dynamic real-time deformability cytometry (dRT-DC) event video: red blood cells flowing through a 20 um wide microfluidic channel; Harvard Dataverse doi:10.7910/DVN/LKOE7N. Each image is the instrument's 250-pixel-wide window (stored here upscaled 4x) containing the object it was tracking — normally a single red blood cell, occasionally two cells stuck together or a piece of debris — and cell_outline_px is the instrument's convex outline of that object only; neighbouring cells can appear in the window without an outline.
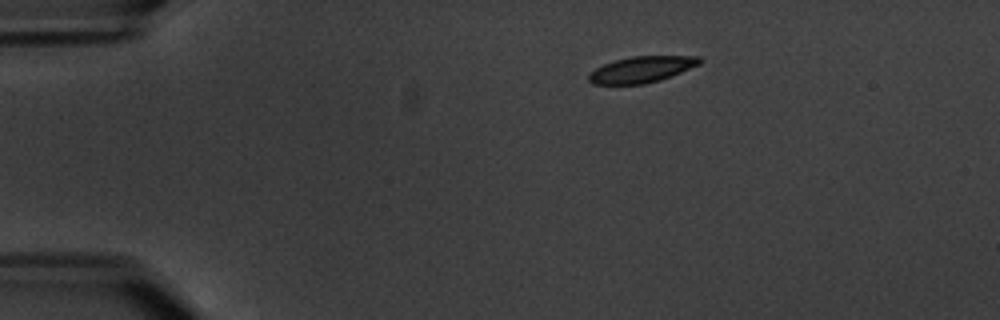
{"species": "common noctule bat (a hibernating species)", "species_latin": "Nyctalus noctula", "temperature_condition": "warm", "stored_images_in_passage": 3, "camera_frame_rate_fps": 3000, "um_per_image_px": 0.085, "animal": {"sex": "male", "body_mass_g": 20.1, "forearm_length_mm": 53.5}, "frame": {"image": 1, "passage_image": 1, "time_ms": 0.0, "image_size_px": [1000, 320], "cell_outline_px": [[704, 60], [700, 64], [660, 80], [644, 84], [592, 84], [588, 80], [588, 76], [596, 68], [604, 64], [616, 60], [632, 56], [700, 56]], "centroid_in_image_um": [54.56, 5.9], "position_along_channel_um": 30.4, "area_um2": 16.76}}